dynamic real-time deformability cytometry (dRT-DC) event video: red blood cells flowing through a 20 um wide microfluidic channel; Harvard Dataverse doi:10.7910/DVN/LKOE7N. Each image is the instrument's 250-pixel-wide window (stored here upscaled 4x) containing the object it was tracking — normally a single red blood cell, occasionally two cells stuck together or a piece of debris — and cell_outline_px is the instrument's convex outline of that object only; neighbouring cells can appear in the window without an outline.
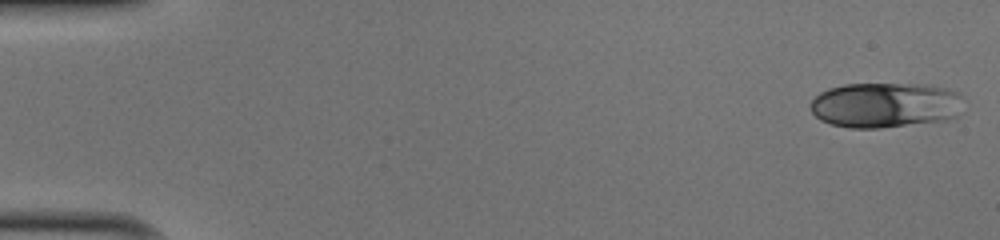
{"species": "human", "species_latin": "Homo sapiens", "temperature_condition": "cold", "stored_images_in_passage": 50, "camera_frame_rate_fps": 3000, "um_per_image_px": 0.085, "donor": {"sex": "male"}, "frame": {"image": 1, "passage_image": 1, "time_ms": 0.0, "image_size_px": [1000, 240], "cell_outline_px": [[960, 96], [956, 120], [880, 128], [848, 128], [832, 124], [820, 120], [812, 112], [808, 104], [820, 92], [828, 88], [844, 84], [932, 84], [948, 88], [960, 92]], "centroid_in_image_um": [75.25, 8.93], "position_along_channel_um": 9.7, "area_um2": 40.98}}
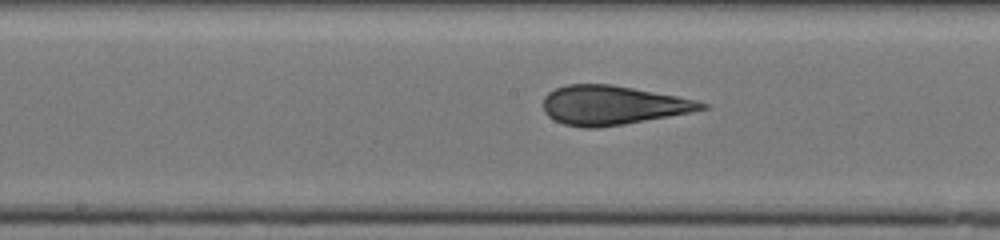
{"frame": {"image": 2, "passage_image": 26, "time_ms": 8.333, "image_size_px": [1000, 240], "cell_outline_px": [[708, 108], [668, 116], [624, 124], [596, 128], [584, 128], [564, 124], [548, 116], [544, 112], [544, 96], [548, 92], [556, 88], [568, 84], [612, 84], [676, 96], [696, 100], [708, 104]], "centroid_in_image_um": [52.03, 8.94], "position_along_channel_um": 196.2, "area_um2": 35.78}}
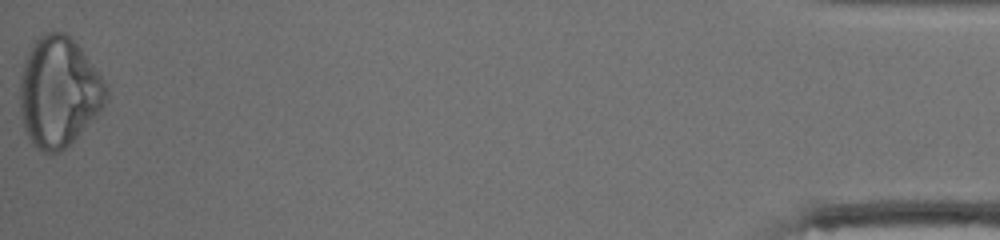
{"frame": {"image": 3, "passage_image": 50, "time_ms": 16.333, "image_size_px": [1000, 240], "cell_outline_px": [[108, 100], [96, 116], [60, 152], [44, 152], [36, 148], [32, 144], [24, 128], [20, 112], [20, 76], [24, 60], [32, 44], [44, 32], [64, 32], [72, 36], [108, 84]], "centroid_in_image_um": [5.0, 7.78], "position_along_channel_um": 430.2, "area_um2": 55.55}, "authors_computed_cell_mechanics": {"area_um2": 38.0613, "velocity_mm_per_s": 4.0659, "shape_relaxation_time_tau1_ms": null, "shape_relaxation_time_tau2_ms": 1.1629, "deformation_change_tau1": null, "deformation_change_tau2": 0.0774}}